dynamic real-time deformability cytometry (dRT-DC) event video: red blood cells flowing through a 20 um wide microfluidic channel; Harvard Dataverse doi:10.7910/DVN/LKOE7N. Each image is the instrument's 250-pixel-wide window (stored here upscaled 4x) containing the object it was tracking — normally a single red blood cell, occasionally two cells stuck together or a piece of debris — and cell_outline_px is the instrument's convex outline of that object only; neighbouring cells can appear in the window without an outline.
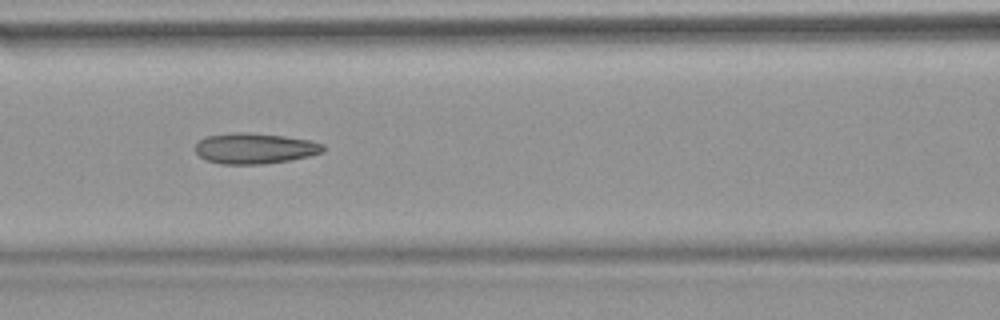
{"species": "common noctule bat (a hibernating species)", "species_latin": "Nyctalus noctula", "temperature_condition": "warm", "stored_images_in_passage": 53, "camera_frame_rate_fps": 3000, "um_per_image_px": 0.085, "animal": {"sex": "female", "body_mass_g": 18.4}, "frame": {"image": 1, "passage_image": 23, "time_ms": 7.333, "image_size_px": [1000, 320], "cell_outline_px": [[324, 152], [308, 156], [288, 160], [264, 164], [220, 164], [204, 160], [196, 152], [196, 144], [200, 140], [208, 136], [236, 132], [248, 132], [284, 136], [308, 140], [324, 144]], "centroid_in_image_um": [21.64, 12.62], "position_along_channel_um": 145.0, "area_um2": 22.77}, "authors_computed_cell_mechanics": {"area_um2": 23.2934, "velocity_mm_per_s": 3.8365, "shape_relaxation_time_tau1_ms": null, "shape_relaxation_time_tau2_ms": 3.0651, "deformation_change_tau1": null, "deformation_change_tau2": 0.1316}}